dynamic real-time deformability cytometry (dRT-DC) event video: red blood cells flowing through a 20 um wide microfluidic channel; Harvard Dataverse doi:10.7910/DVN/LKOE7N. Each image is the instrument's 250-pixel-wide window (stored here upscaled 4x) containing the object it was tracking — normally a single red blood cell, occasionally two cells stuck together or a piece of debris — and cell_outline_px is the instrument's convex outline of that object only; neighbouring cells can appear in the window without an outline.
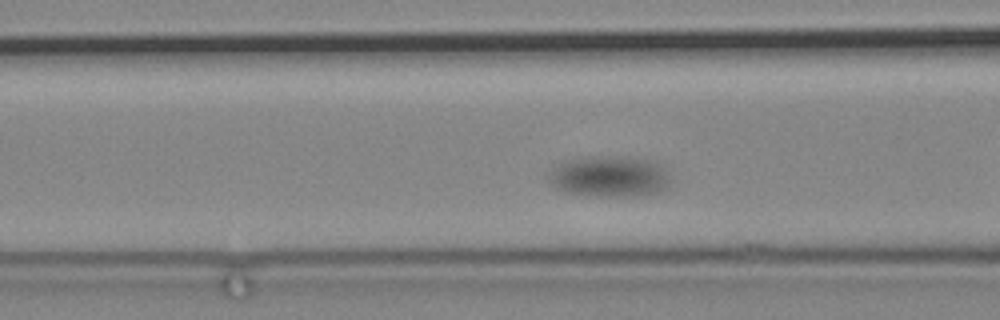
{"species": "common noctule bat (a hibernating species)", "species_latin": "Nyctalus noctula", "temperature_condition": "cold", "stored_images_in_passage": 23, "camera_frame_rate_fps": 3000, "um_per_image_px": 0.085, "animal": {"sex": "male", "body_mass_g": 19.2, "forearm_length_mm": 51.8}, "frame": {"image": 1, "passage_image": 3, "time_ms": 0.667, "image_size_px": [1000, 320], "cell_outline_px": [[668, 188], [664, 192], [648, 196], [588, 196], [568, 192], [556, 188], [548, 180], [548, 176], [564, 160], [640, 160], [656, 164], [664, 172], [668, 180]], "centroid_in_image_um": [51.81, 15.13], "position_along_channel_um": 114.8, "area_um2": 27.22}}
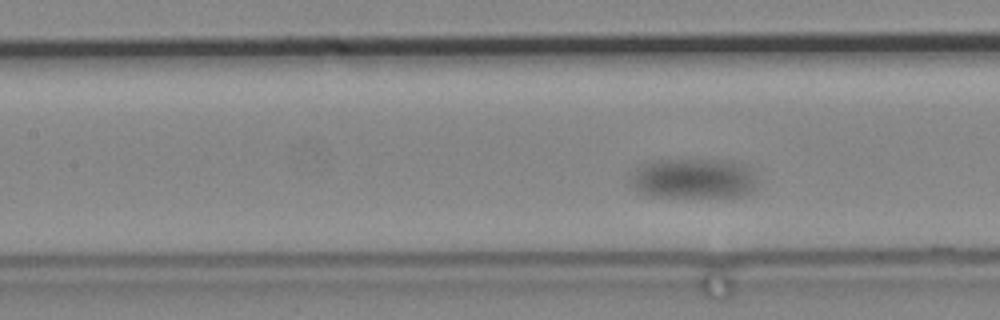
{"frame": {"image": 2, "passage_image": 9, "time_ms": 2.667, "image_size_px": [1000, 320], "cell_outline_px": [[752, 192], [744, 196], [724, 200], [652, 196], [640, 192], [632, 184], [632, 176], [640, 168], [648, 164], [660, 160], [736, 160], [752, 176]], "centroid_in_image_um": [58.99, 15.25], "position_along_channel_um": 148.4, "area_um2": 29.65}}
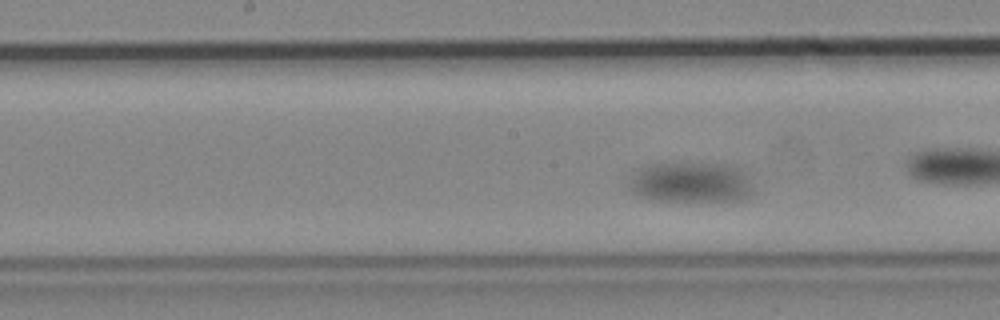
{"frame": {"image": 3, "passage_image": 16, "time_ms": 5.0, "image_size_px": [1000, 320], "cell_outline_px": [[756, 192], [744, 200], [652, 200], [640, 196], [632, 192], [628, 188], [628, 184], [640, 168], [648, 164], [736, 164], [752, 176]], "centroid_in_image_um": [58.87, 15.5], "position_along_channel_um": 189.3, "area_um2": 29.71}}